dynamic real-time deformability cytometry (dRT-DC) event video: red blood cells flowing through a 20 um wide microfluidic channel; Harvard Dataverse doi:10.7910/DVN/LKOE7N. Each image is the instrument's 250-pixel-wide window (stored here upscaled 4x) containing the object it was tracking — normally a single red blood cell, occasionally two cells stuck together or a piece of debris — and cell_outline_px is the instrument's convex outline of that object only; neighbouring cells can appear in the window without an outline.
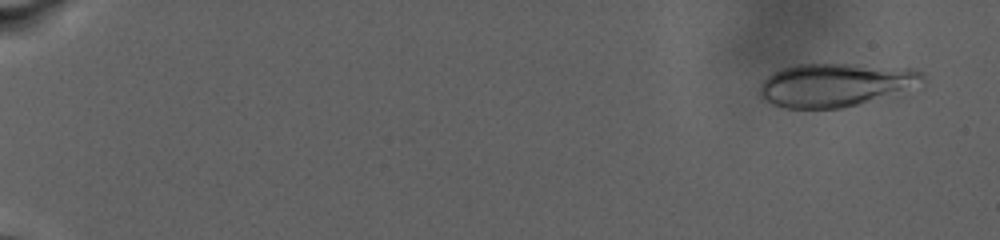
{"species": "human", "species_latin": "Homo sapiens", "temperature_condition": "warm", "stored_images_in_passage": 51, "camera_frame_rate_fps": 3000, "um_per_image_px": 0.085, "donor": {"sex": "male"}, "frame": {"image": 1, "passage_image": 4, "time_ms": 0.667, "image_size_px": [1000, 240], "cell_outline_px": [[924, 84], [860, 104], [840, 108], [784, 108], [772, 104], [764, 100], [756, 92], [760, 84], [768, 76], [784, 68], [796, 64], [852, 64], [912, 68], [920, 72], [924, 76]], "centroid_in_image_um": [71.0, 7.21], "position_along_channel_um": 14.0, "area_um2": 41.21}}
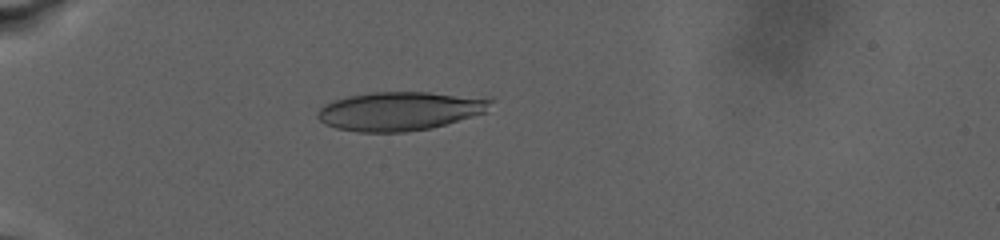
{"frame": {"image": 2, "passage_image": 45, "time_ms": 8.667, "image_size_px": [1000, 240], "cell_outline_px": [[496, 100], [488, 112], [432, 128], [404, 132], [356, 132], [336, 128], [324, 124], [316, 116], [316, 112], [324, 104], [332, 100], [348, 96], [372, 92], [428, 92], [492, 96]], "centroid_in_image_um": [34.09, 9.42], "position_along_channel_um": 50.9, "area_um2": 40.11}}